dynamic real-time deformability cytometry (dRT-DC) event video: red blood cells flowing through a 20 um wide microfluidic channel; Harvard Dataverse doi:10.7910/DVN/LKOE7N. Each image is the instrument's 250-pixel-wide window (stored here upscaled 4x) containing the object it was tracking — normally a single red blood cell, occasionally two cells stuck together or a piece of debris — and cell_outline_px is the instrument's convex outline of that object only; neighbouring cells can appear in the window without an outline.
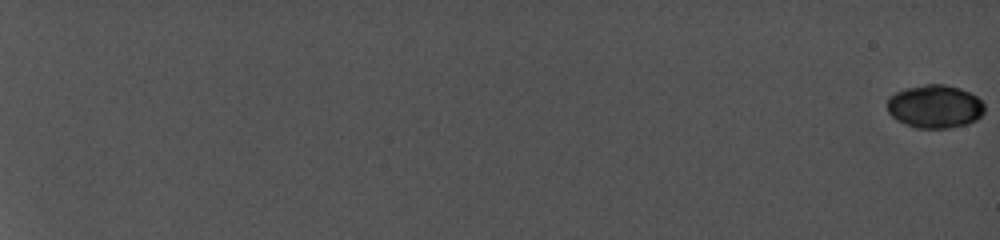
{"species": "common noctule bat (a hibernating species)", "species_latin": "Nyctalus noctula", "temperature_condition": "cold", "stored_images_in_passage": 46, "camera_frame_rate_fps": 5000, "um_per_image_px": 0.085, "animal": {"sex": "female", "body_mass_g": 19.0, "forearm_length_mm": 56.7}, "frame": {"image": 1, "passage_image": 1, "time_ms": 0.0, "image_size_px": [1000, 240], "cell_outline_px": [[984, 112], [976, 120], [968, 124], [948, 128], [916, 128], [904, 124], [896, 120], [888, 112], [888, 100], [896, 92], [908, 88], [924, 84], [944, 84], [960, 88], [976, 96], [984, 104]], "centroid_in_image_um": [79.47, 9.06], "position_along_channel_um": 5.5, "area_um2": 24.45}}
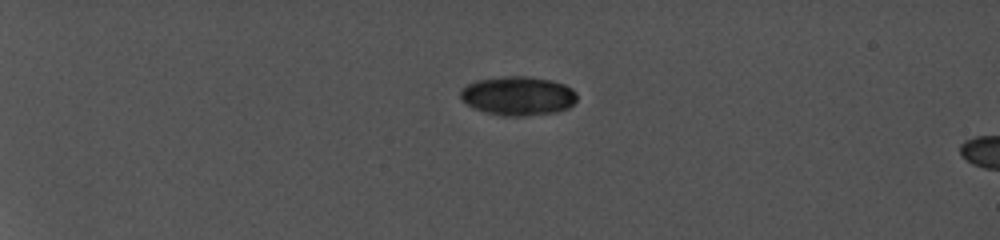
{"frame": {"image": 2, "passage_image": 36, "time_ms": 6.4, "image_size_px": [1000, 240], "cell_outline_px": [[576, 100], [568, 108], [556, 112], [524, 116], [500, 116], [484, 112], [468, 104], [460, 96], [460, 88], [476, 80], [508, 76], [528, 76], [552, 80], [564, 84], [572, 88], [576, 92]], "centroid_in_image_um": [44.04, 8.15], "position_along_channel_um": 41.0, "area_um2": 26.53}}